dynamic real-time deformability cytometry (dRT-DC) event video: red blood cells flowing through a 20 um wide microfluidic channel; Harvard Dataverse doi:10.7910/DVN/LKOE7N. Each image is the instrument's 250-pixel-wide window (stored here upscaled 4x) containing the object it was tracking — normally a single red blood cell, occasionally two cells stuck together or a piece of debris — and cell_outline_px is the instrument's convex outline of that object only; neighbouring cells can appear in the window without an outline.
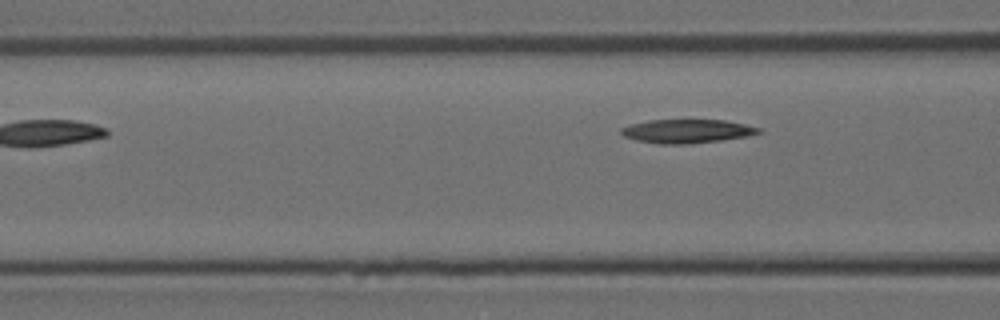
{"species": "Egyptian fruit bat (a non-hibernating species)", "species_latin": "Rousettus aegyptiacus", "temperature_condition": "room temperature", "stored_images_in_passage": 4, "camera_frame_rate_fps": 3000, "um_per_image_px": 0.085, "animal": {"sex": "female"}, "frame": {"image": 1, "passage_image": 4, "time_ms": 1.0, "image_size_px": [1000, 320], "cell_outline_px": [[760, 132], [748, 136], [720, 140], [688, 144], [660, 144], [636, 140], [624, 136], [620, 132], [620, 128], [632, 124], [648, 120], [724, 120], [744, 124], [760, 128]], "centroid_in_image_um": [58.36, 11.15], "position_along_channel_um": 108.2, "area_um2": 18.84}}